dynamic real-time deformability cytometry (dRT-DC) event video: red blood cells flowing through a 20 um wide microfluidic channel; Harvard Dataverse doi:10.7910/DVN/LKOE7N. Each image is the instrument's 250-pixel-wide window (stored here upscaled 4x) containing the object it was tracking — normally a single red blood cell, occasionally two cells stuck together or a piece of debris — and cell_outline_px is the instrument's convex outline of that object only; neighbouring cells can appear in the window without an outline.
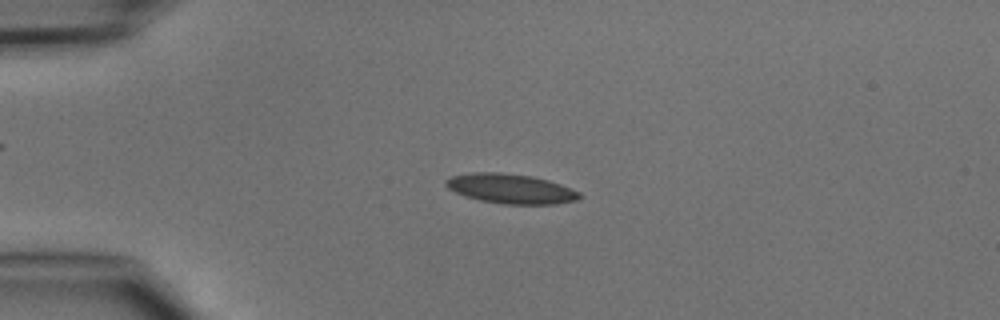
{"species": "common noctule bat (a hibernating species)", "species_latin": "Nyctalus noctula", "temperature_condition": "cold", "stored_images_in_passage": 47, "camera_frame_rate_fps": 3000, "um_per_image_px": 0.085, "animal": {"sex": "male", "body_mass_g": 15.6}, "frame": {"image": 1, "passage_image": 11, "time_ms": 3.333, "image_size_px": [1000, 320], "cell_outline_px": [[584, 196], [576, 200], [556, 204], [504, 204], [480, 200], [456, 192], [448, 188], [444, 184], [444, 180], [452, 176], [472, 172], [500, 172], [532, 176], [548, 180], [560, 184], [580, 192]], "centroid_in_image_um": [43.43, 16.03], "position_along_channel_um": 41.6, "area_um2": 23.06}}
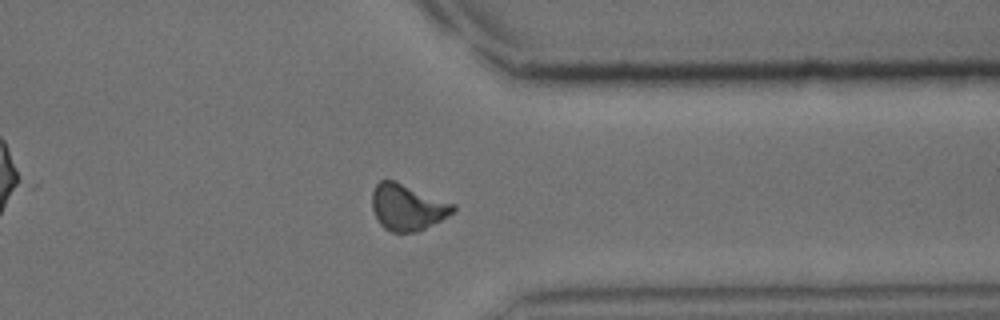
{"frame": {"image": 2, "passage_image": 37, "time_ms": 12.0, "image_size_px": [1000, 320], "cell_outline_px": [[456, 208], [448, 216], [416, 232], [392, 232], [384, 228], [380, 224], [372, 208], [372, 192], [376, 184], [380, 180], [396, 180], [456, 204]], "centroid_in_image_um": [34.62, 17.59], "position_along_channel_um": 376.8, "area_um2": 21.85}}
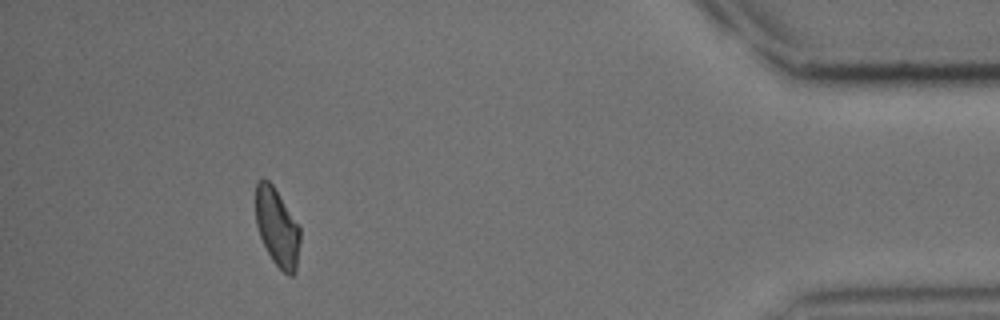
{"frame": {"image": 3, "passage_image": 43, "time_ms": 14.0, "image_size_px": [1000, 320], "cell_outline_px": [[300, 240], [296, 272], [292, 276], [288, 276], [272, 260], [260, 236], [256, 224], [256, 184], [260, 180], [268, 180], [272, 184], [300, 228]], "centroid_in_image_um": [23.56, 19.37], "position_along_channel_um": 411.6, "area_um2": 19.83}}